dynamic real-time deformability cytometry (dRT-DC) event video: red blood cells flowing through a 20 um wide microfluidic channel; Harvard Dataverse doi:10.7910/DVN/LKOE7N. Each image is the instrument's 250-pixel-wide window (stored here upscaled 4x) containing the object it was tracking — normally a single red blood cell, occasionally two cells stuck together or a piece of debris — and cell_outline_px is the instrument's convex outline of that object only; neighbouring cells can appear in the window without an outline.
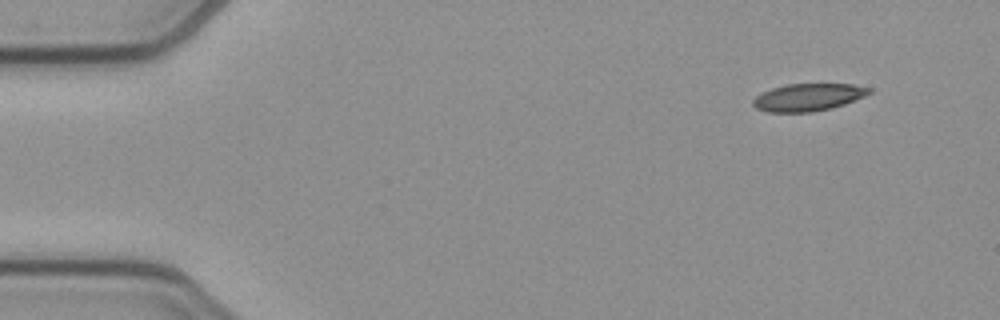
{"species": "common noctule bat (a hibernating species)", "species_latin": "Nyctalus noctula", "temperature_condition": "cold", "stored_images_in_passage": 49, "camera_frame_rate_fps": 3000, "um_per_image_px": 0.085, "animal": {"sex": "female", "body_mass_g": 21.9}, "frame": {"image": 1, "passage_image": 1, "time_ms": 0.0, "image_size_px": [1000, 320], "cell_outline_px": [[872, 92], [864, 96], [844, 104], [832, 108], [812, 112], [768, 112], [756, 108], [752, 104], [752, 100], [760, 92], [772, 88], [788, 84], [852, 84], [872, 88]], "centroid_in_image_um": [68.67, 8.26], "position_along_channel_um": 16.3, "area_um2": 18.61}}
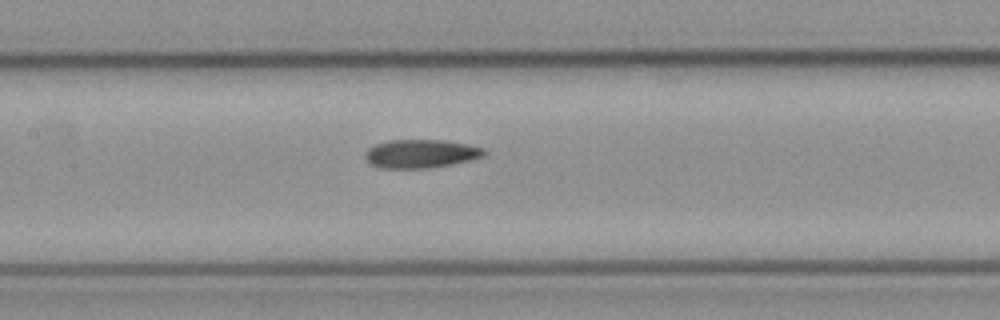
{"frame": {"image": 2, "passage_image": 21, "time_ms": 6.667, "image_size_px": [1000, 320], "cell_outline_px": [[488, 152], [484, 156], [468, 160], [428, 168], [380, 168], [368, 164], [364, 156], [364, 152], [368, 148], [376, 144], [388, 140], [440, 140], [468, 144], [484, 148]], "centroid_in_image_um": [35.72, 13.06], "position_along_channel_um": 171.7, "area_um2": 19.77}}
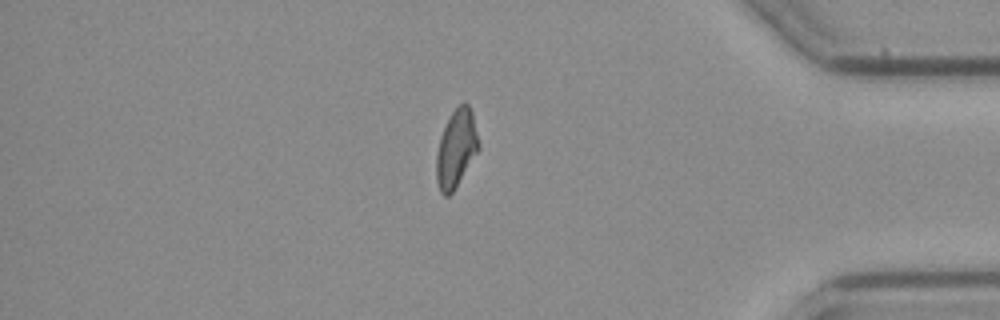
{"frame": {"image": 3, "passage_image": 41, "time_ms": 13.333, "image_size_px": [1000, 320], "cell_outline_px": [[480, 148], [452, 192], [448, 196], [444, 196], [440, 192], [436, 180], [436, 156], [440, 136], [452, 112], [464, 100], [468, 104], [472, 112], [480, 144]], "centroid_in_image_um": [38.78, 12.62], "position_along_channel_um": 396.4, "area_um2": 19.02}, "authors_computed_cell_mechanics": {"area_um2": 19.3052, "velocity_mm_per_s": 3.8689, "shape_relaxation_time_tau1_ms": null, "shape_relaxation_time_tau2_ms": 2.1004, "deformation_change_tau1": null, "deformation_change_tau2": 0.0921}}